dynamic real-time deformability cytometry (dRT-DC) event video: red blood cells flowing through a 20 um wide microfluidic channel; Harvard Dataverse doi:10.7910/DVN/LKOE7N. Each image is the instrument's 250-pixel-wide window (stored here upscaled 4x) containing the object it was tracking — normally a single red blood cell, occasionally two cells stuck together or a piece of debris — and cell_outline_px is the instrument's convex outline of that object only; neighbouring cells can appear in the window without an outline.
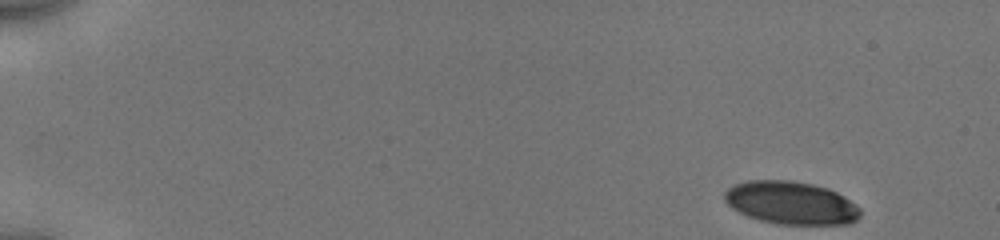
{"species": "human", "species_latin": "Homo sapiens", "temperature_condition": "cold", "stored_images_in_passage": 54, "camera_frame_rate_fps": 3000, "um_per_image_px": 0.085, "donor": {"sex": "male"}, "frame": {"image": 1, "passage_image": 1, "time_ms": 0.0, "image_size_px": [1000, 240], "cell_outline_px": [[860, 216], [856, 220], [848, 224], [776, 224], [760, 220], [748, 216], [732, 208], [724, 200], [724, 192], [728, 188], [736, 184], [748, 180], [788, 180], [812, 184], [828, 188], [844, 196], [856, 204], [860, 208]], "centroid_in_image_um": [67.24, 17.24], "position_along_channel_um": 17.8, "area_um2": 33.93}}
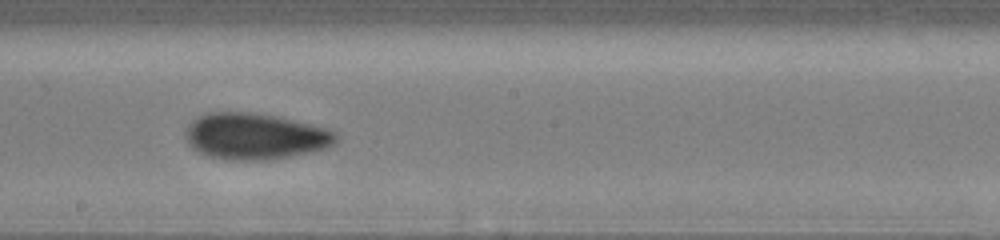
{"frame": {"image": 2, "passage_image": 31, "time_ms": 9.0, "image_size_px": [1000, 240], "cell_outline_px": [[336, 144], [328, 148], [312, 152], [272, 160], [224, 160], [208, 156], [192, 148], [188, 144], [184, 136], [184, 132], [188, 124], [192, 120], [208, 112], [252, 112], [276, 116], [324, 128], [336, 132]], "centroid_in_image_um": [21.65, 11.6], "position_along_channel_um": 226.6, "area_um2": 40.86}}
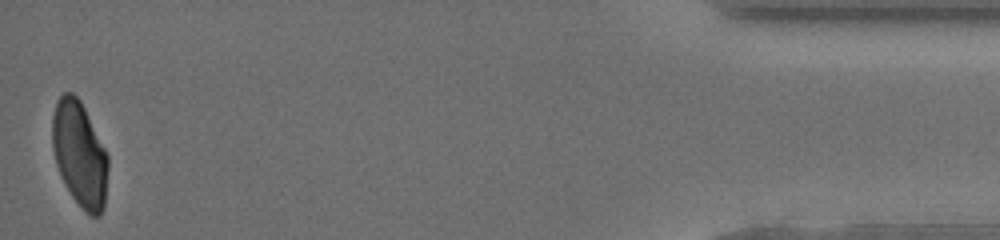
{"frame": {"image": 3, "passage_image": 54, "time_ms": 16.0, "image_size_px": [1000, 240], "cell_outline_px": [[108, 168], [104, 208], [100, 216], [92, 216], [84, 212], [72, 196], [64, 184], [60, 176], [56, 164], [52, 148], [52, 116], [56, 100], [64, 92], [72, 92], [80, 100], [108, 156]], "centroid_in_image_um": [6.75, 13.12], "position_along_channel_um": 428.4, "area_um2": 34.28}, "authors_computed_cell_mechanics": {"area_um2": 37.57, "velocity_mm_per_s": 3.9483, "shape_relaxation_time_tau1_ms": 5.2848, "shape_relaxation_time_tau2_ms": 2.0861, "deformation_change_tau1": 0.1422, "deformation_change_tau2": 0.0695}}